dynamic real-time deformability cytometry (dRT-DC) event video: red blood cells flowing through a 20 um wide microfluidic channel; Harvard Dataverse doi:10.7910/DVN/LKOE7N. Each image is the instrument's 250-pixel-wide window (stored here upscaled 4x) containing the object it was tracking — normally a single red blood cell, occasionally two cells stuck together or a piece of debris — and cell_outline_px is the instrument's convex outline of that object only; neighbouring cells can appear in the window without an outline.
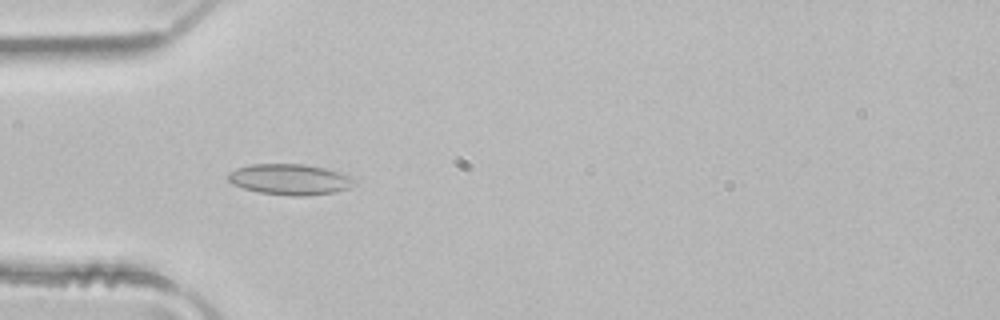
{"species": "common noctule bat (a hibernating species)", "species_latin": "Nyctalus noctula", "temperature_condition": "room temperature", "stored_images_in_passage": 4, "camera_frame_rate_fps": 3000, "um_per_image_px": 0.085, "animal": {"sex": "male", "body_mass_g": 21.5, "forearm_length_mm": 52.0}, "frame": {"image": 1, "passage_image": 2, "time_ms": 0.333, "image_size_px": [1000, 320], "cell_outline_px": [[360, 180], [352, 188], [336, 192], [304, 196], [292, 196], [260, 192], [244, 188], [232, 184], [224, 176], [228, 172], [236, 168], [252, 164], [304, 164], [324, 168], [360, 176]], "centroid_in_image_um": [24.76, 15.24], "position_along_channel_um": 60.2, "area_um2": 23.41}}
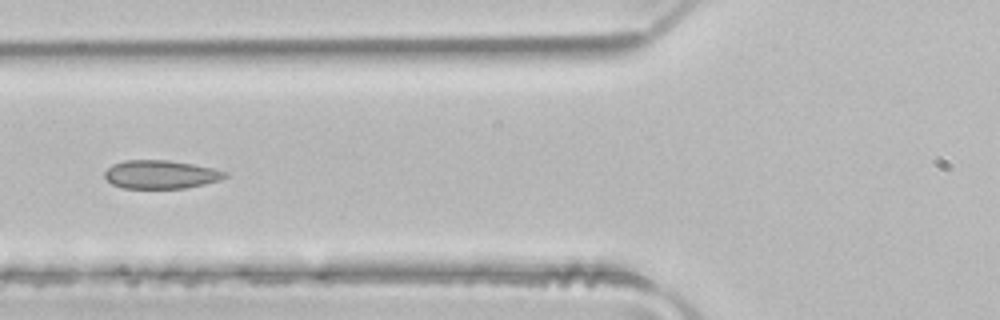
{"frame": {"image": 2, "passage_image": 3, "time_ms": 0.667, "image_size_px": [1000, 320], "cell_outline_px": [[228, 176], [220, 180], [204, 184], [184, 188], [124, 188], [112, 184], [104, 176], [104, 172], [112, 164], [124, 160], [168, 160], [192, 164], [212, 168], [228, 172]], "centroid_in_image_um": [13.66, 14.82], "position_along_channel_um": 112.1, "area_um2": 19.88}}
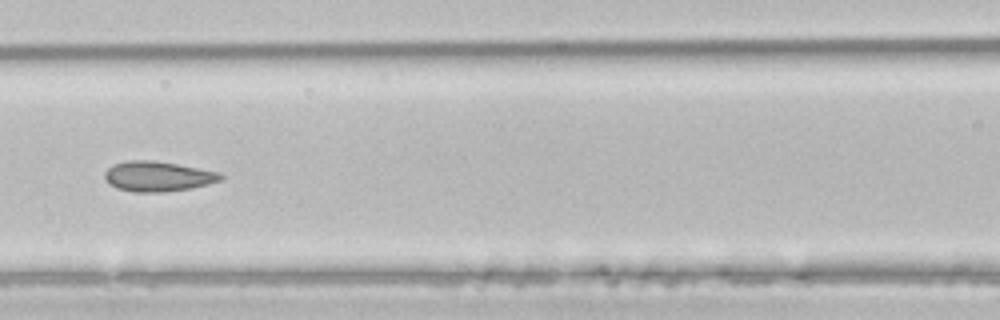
{"frame": {"image": 3, "passage_image": 4, "time_ms": 1.0, "image_size_px": [1000, 320], "cell_outline_px": [[224, 180], [192, 188], [164, 192], [132, 192], [116, 188], [108, 184], [104, 176], [104, 172], [112, 164], [128, 160], [152, 160], [176, 164], [220, 172], [224, 176]], "centroid_in_image_um": [13.41, 14.99], "position_along_channel_um": 153.2, "area_um2": 20.58}}